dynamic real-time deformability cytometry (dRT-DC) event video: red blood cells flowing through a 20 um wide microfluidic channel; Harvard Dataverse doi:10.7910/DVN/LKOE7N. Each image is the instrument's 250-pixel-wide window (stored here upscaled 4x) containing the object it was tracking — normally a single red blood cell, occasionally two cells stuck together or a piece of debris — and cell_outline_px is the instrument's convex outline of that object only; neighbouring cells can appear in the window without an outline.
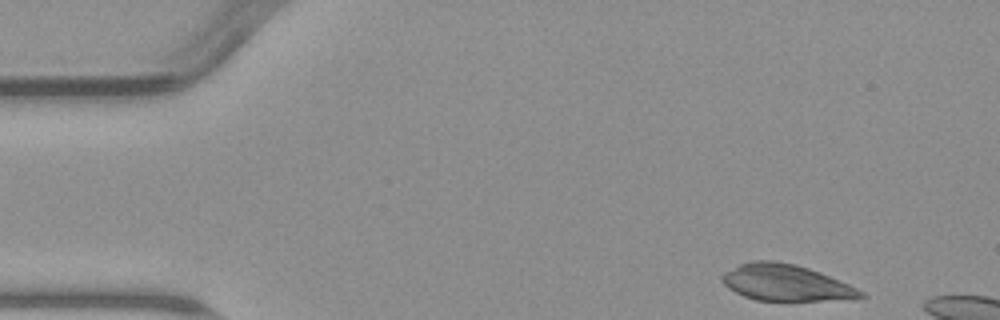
{"species": "common noctule bat (a hibernating species)", "species_latin": "Nyctalus noctula", "temperature_condition": "warm", "stored_images_in_passage": 5, "camera_frame_rate_fps": 3000, "um_per_image_px": 0.085, "animal": {"sex": "male", "body_mass_g": 23.1, "forearm_length_mm": 52.7}, "frame": {"image": 1, "passage_image": 1, "time_ms": 0.0, "image_size_px": [1000, 320], "cell_outline_px": [[868, 296], [820, 300], [756, 300], [744, 296], [728, 288], [720, 280], [720, 276], [724, 272], [740, 264], [752, 260], [772, 260], [796, 264], [820, 272], [848, 284], [864, 292]], "centroid_in_image_um": [66.73, 24.01], "position_along_channel_um": 18.3, "area_um2": 28.96}}